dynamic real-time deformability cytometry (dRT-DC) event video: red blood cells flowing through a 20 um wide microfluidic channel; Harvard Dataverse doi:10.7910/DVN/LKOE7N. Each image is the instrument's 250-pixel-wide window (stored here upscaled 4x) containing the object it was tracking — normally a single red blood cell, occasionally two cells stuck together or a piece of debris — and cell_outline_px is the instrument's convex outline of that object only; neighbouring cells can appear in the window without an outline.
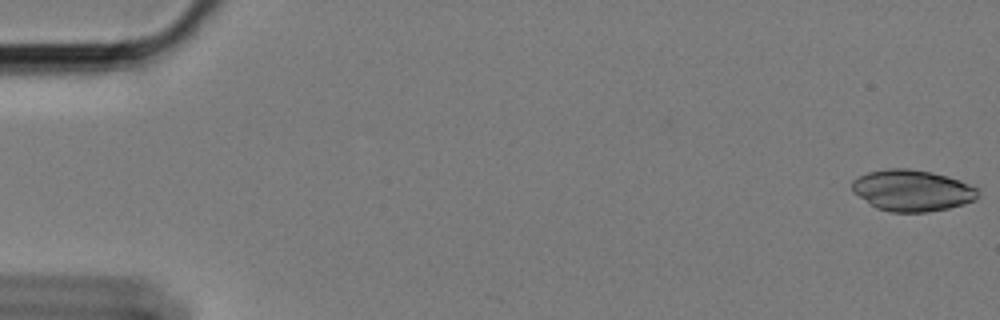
{"species": "Egyptian fruit bat (a non-hibernating species)", "species_latin": "Rousettus aegyptiacus", "temperature_condition": "cold", "stored_images_in_passage": 59, "camera_frame_rate_fps": 3000, "um_per_image_px": 0.085, "animal": {"sex": "female"}, "frame": {"image": 1, "passage_image": 1, "time_ms": 0.0, "image_size_px": [1000, 320], "cell_outline_px": [[980, 196], [976, 200], [964, 204], [948, 208], [928, 212], [892, 212], [876, 208], [852, 192], [852, 180], [868, 172], [888, 168], [908, 168], [932, 172], [948, 176], [960, 180], [976, 188]], "centroid_in_image_um": [77.54, 16.19], "position_along_channel_um": 7.5, "area_um2": 30.46}}
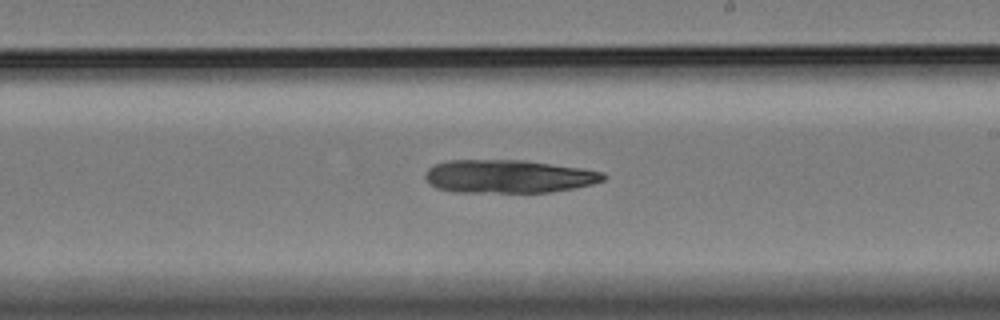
{"frame": {"image": 2, "passage_image": 35, "time_ms": 11.333, "image_size_px": [1000, 320], "cell_outline_px": [[608, 176], [604, 180], [592, 184], [576, 188], [548, 192], [456, 192], [436, 188], [428, 184], [424, 176], [424, 172], [432, 164], [448, 160], [524, 160], [584, 168], [604, 172]], "centroid_in_image_um": [43.21, 14.99], "position_along_channel_um": 245.8, "area_um2": 34.91}}
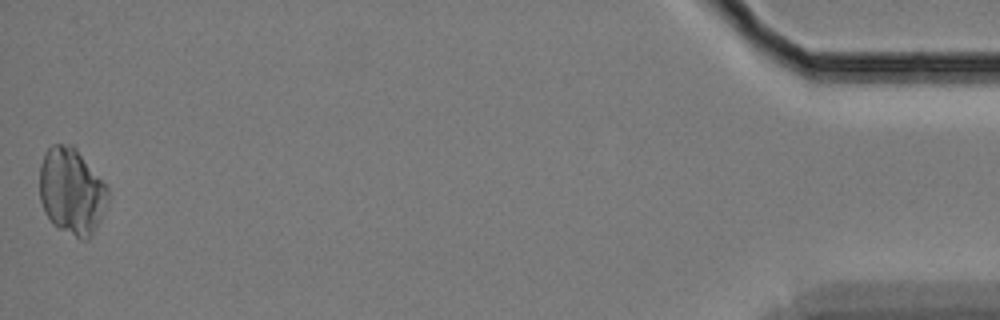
{"frame": {"image": 3, "passage_image": 59, "time_ms": 19.333, "image_size_px": [1000, 320], "cell_outline_px": [[108, 200], [100, 220], [92, 236], [88, 240], [80, 240], [52, 224], [44, 212], [40, 200], [40, 164], [44, 152], [52, 144], [72, 144], [76, 148], [108, 188]], "centroid_in_image_um": [6.07, 16.27], "position_along_channel_um": 429.1, "area_um2": 34.56}}